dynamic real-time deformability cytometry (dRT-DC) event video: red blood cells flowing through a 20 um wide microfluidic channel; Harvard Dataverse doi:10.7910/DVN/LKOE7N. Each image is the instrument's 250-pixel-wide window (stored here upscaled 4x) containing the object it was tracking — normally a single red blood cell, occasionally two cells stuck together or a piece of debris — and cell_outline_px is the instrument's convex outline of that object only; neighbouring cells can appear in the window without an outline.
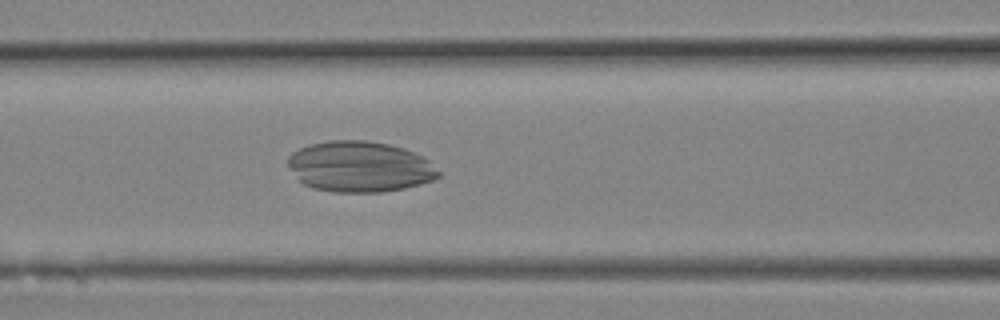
{"species": "Egyptian fruit bat (a non-hibernating species)", "species_latin": "Rousettus aegyptiacus", "temperature_condition": "room temperature", "stored_images_in_passage": 5, "camera_frame_rate_fps": 3000, "um_per_image_px": 0.085, "animal": {"sex": "female"}, "frame": {"image": 1, "passage_image": 5, "time_ms": 1.333, "image_size_px": [1000, 320], "cell_outline_px": [[440, 176], [432, 180], [420, 184], [404, 188], [380, 192], [332, 192], [312, 188], [304, 184], [296, 176], [288, 164], [288, 156], [292, 152], [308, 144], [328, 140], [368, 140], [388, 144], [404, 148], [424, 156], [440, 172]], "centroid_in_image_um": [30.58, 14.16], "position_along_channel_um": 136.0, "area_um2": 44.68}}